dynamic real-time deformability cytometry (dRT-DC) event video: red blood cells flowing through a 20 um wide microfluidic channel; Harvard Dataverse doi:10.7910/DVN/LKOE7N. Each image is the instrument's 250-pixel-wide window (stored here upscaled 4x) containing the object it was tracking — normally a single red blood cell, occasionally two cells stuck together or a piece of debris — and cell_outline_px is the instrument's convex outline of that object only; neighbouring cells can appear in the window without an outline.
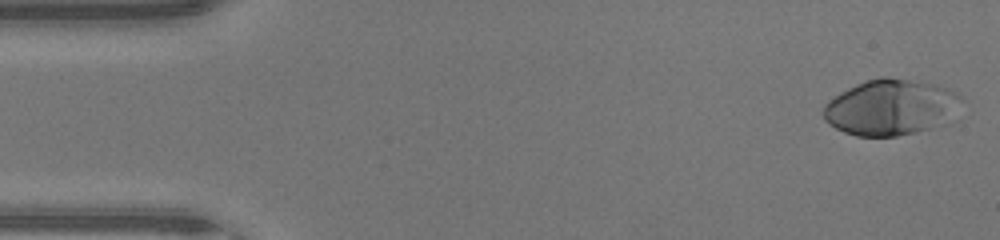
{"species": "human", "species_latin": "Homo sapiens", "temperature_condition": "warm", "stored_images_in_passage": 45, "camera_frame_rate_fps": 3000, "um_per_image_px": 0.085, "donor": {"sex": "male"}, "frame": {"image": 1, "passage_image": 1, "time_ms": 0.0, "image_size_px": [1000, 240], "cell_outline_px": [[964, 100], [928, 128], [916, 132], [896, 136], [856, 136], [844, 132], [828, 124], [824, 120], [820, 112], [824, 104], [828, 100], [840, 92], [856, 84], [880, 76], [888, 76], [936, 84], [948, 88], [960, 96]], "centroid_in_image_um": [75.55, 9.09], "position_along_channel_um": 9.5, "area_um2": 44.04}}
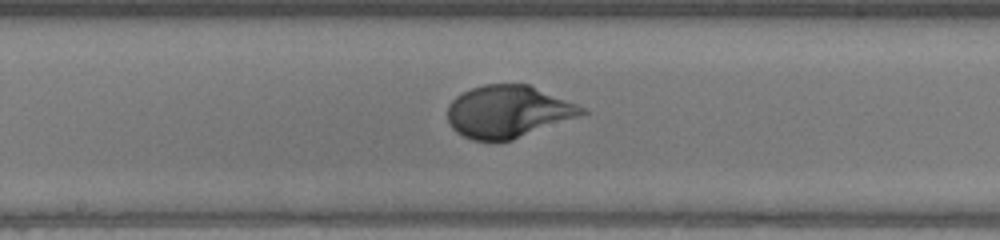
{"frame": {"image": 2, "passage_image": 23, "time_ms": 7.333, "image_size_px": [1000, 240], "cell_outline_px": [[588, 112], [512, 140], [472, 140], [456, 132], [452, 128], [448, 120], [448, 104], [456, 96], [472, 88], [484, 84], [528, 84], [576, 104], [584, 108]], "centroid_in_image_um": [43.14, 9.48], "position_along_channel_um": 205.1, "area_um2": 40.23}}
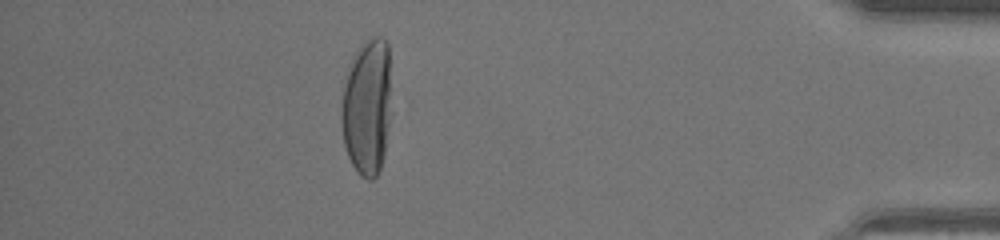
{"frame": {"image": 3, "passage_image": 40, "time_ms": 13.0, "image_size_px": [1000, 240], "cell_outline_px": [[392, 116], [384, 156], [380, 168], [376, 176], [372, 180], [368, 180], [360, 176], [352, 164], [348, 156], [344, 144], [340, 124], [340, 112], [344, 76], [352, 56], [364, 40], [368, 36], [380, 36], [388, 44], [392, 112]], "centroid_in_image_um": [31.2, 9.06], "position_along_channel_um": 404.0, "area_um2": 41.33}, "authors_computed_cell_mechanics": {"area_um2": 41.0958, "velocity_mm_per_s": 4.4498, "shape_relaxation_time_tau1_ms": 4.2211, "shape_relaxation_time_tau2_ms": null, "deformation_change_tau1": 0.2806, "deformation_change_tau2": null}}